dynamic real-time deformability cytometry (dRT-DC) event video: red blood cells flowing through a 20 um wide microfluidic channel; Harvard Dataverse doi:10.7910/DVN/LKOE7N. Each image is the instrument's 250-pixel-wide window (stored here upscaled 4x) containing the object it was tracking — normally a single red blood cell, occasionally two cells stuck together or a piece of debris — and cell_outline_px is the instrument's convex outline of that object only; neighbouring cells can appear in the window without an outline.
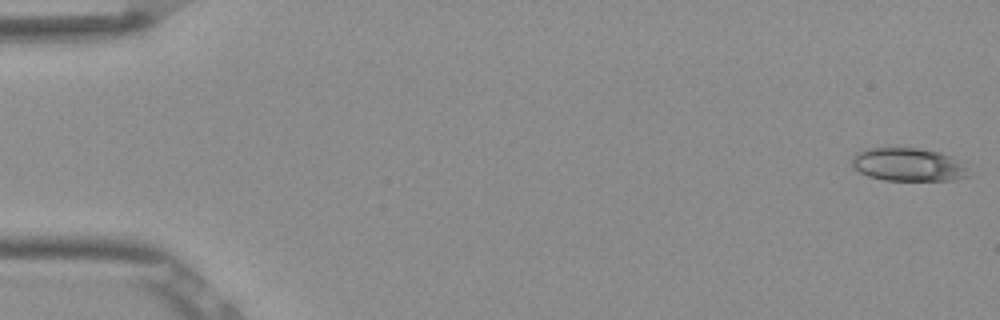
{"species": "Egyptian fruit bat (a non-hibernating species)", "species_latin": "Rousettus aegyptiacus", "temperature_condition": "room temperature", "stored_images_in_passage": 49, "camera_frame_rate_fps": 3000, "um_per_image_px": 0.085, "frame": {"image": 1, "passage_image": 1, "time_ms": 0.0, "image_size_px": [1000, 320], "cell_outline_px": [[972, 176], [952, 180], [884, 180], [868, 176], [852, 168], [852, 160], [856, 152], [868, 148], [916, 148], [940, 152], [952, 156]], "centroid_in_image_um": [77.16, 13.99], "position_along_channel_um": 7.8, "area_um2": 22.43}}
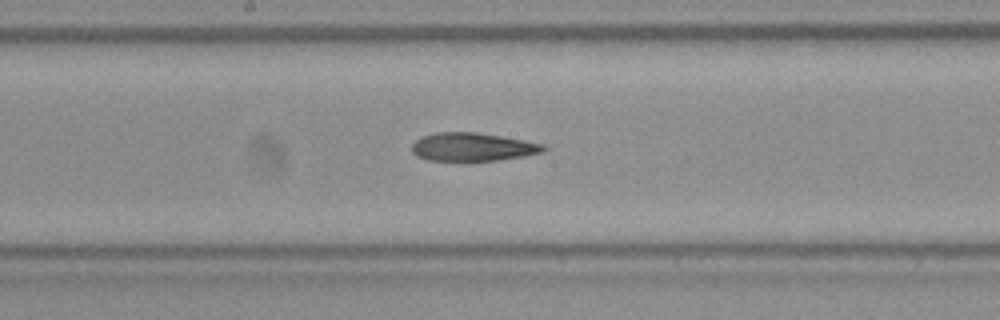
{"frame": {"image": 2, "passage_image": 28, "time_ms": 9.0, "image_size_px": [1000, 320], "cell_outline_px": [[548, 148], [544, 152], [524, 156], [496, 160], [428, 160], [416, 156], [412, 152], [412, 144], [420, 136], [436, 132], [476, 132], [524, 140], [544, 144]], "centroid_in_image_um": [40.17, 12.48], "position_along_channel_um": 208.0, "area_um2": 21.68}}
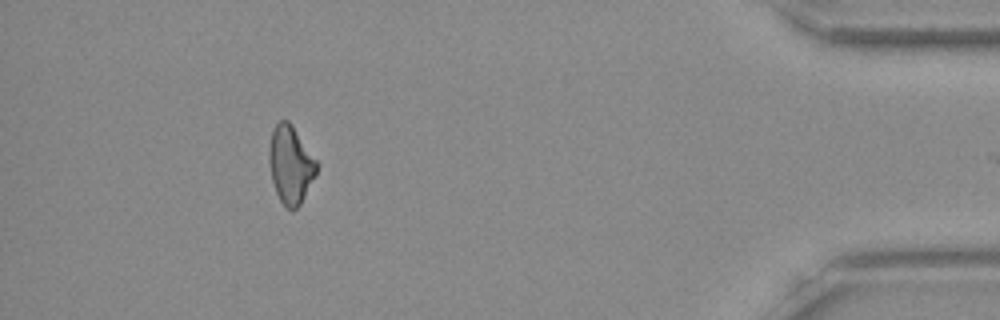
{"frame": {"image": 3, "passage_image": 48, "time_ms": 15.667, "image_size_px": [1000, 320], "cell_outline_px": [[316, 176], [300, 204], [292, 212], [284, 208], [276, 192], [272, 180], [268, 160], [268, 148], [272, 128], [280, 120], [288, 120], [292, 124], [316, 160]], "centroid_in_image_um": [24.67, 14.01], "position_along_channel_um": 410.5, "area_um2": 21.73}, "authors_computed_cell_mechanics": {"area_um2": 22.542, "velocity_mm_per_s": 3.876, "shape_relaxation_time_tau1_ms": 8.7085, "shape_relaxation_time_tau2_ms": 4.4448, "deformation_change_tau1": 0.1766, "deformation_change_tau2": 0.1389}}